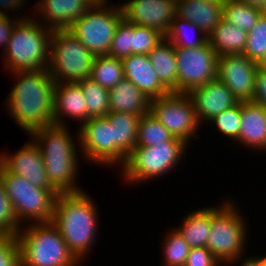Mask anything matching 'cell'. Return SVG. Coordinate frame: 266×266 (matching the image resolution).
<instances>
[{"mask_svg":"<svg viewBox=\"0 0 266 266\" xmlns=\"http://www.w3.org/2000/svg\"><path fill=\"white\" fill-rule=\"evenodd\" d=\"M0 176L15 216L22 226L23 222H52L55 200L59 194L55 189L35 187L27 179L8 172L1 164Z\"/></svg>","mask_w":266,"mask_h":266,"instance_id":"obj_8","label":"cell"},{"mask_svg":"<svg viewBox=\"0 0 266 266\" xmlns=\"http://www.w3.org/2000/svg\"><path fill=\"white\" fill-rule=\"evenodd\" d=\"M90 2H92V4H109V1L107 2V0H89Z\"/></svg>","mask_w":266,"mask_h":266,"instance_id":"obj_47","label":"cell"},{"mask_svg":"<svg viewBox=\"0 0 266 266\" xmlns=\"http://www.w3.org/2000/svg\"><path fill=\"white\" fill-rule=\"evenodd\" d=\"M151 99L131 81L123 79L109 90L110 112L146 115L150 111Z\"/></svg>","mask_w":266,"mask_h":266,"instance_id":"obj_23","label":"cell"},{"mask_svg":"<svg viewBox=\"0 0 266 266\" xmlns=\"http://www.w3.org/2000/svg\"><path fill=\"white\" fill-rule=\"evenodd\" d=\"M123 17L130 23L169 32L176 17V0H127L120 4Z\"/></svg>","mask_w":266,"mask_h":266,"instance_id":"obj_15","label":"cell"},{"mask_svg":"<svg viewBox=\"0 0 266 266\" xmlns=\"http://www.w3.org/2000/svg\"><path fill=\"white\" fill-rule=\"evenodd\" d=\"M261 16L266 19V0L263 6L260 8Z\"/></svg>","mask_w":266,"mask_h":266,"instance_id":"obj_46","label":"cell"},{"mask_svg":"<svg viewBox=\"0 0 266 266\" xmlns=\"http://www.w3.org/2000/svg\"><path fill=\"white\" fill-rule=\"evenodd\" d=\"M95 57L68 29L53 30L48 71L55 82L89 78Z\"/></svg>","mask_w":266,"mask_h":266,"instance_id":"obj_9","label":"cell"},{"mask_svg":"<svg viewBox=\"0 0 266 266\" xmlns=\"http://www.w3.org/2000/svg\"><path fill=\"white\" fill-rule=\"evenodd\" d=\"M0 266H22L18 238L0 235Z\"/></svg>","mask_w":266,"mask_h":266,"instance_id":"obj_39","label":"cell"},{"mask_svg":"<svg viewBox=\"0 0 266 266\" xmlns=\"http://www.w3.org/2000/svg\"><path fill=\"white\" fill-rule=\"evenodd\" d=\"M160 81L171 91L177 93V64L175 46L166 38L148 54Z\"/></svg>","mask_w":266,"mask_h":266,"instance_id":"obj_26","label":"cell"},{"mask_svg":"<svg viewBox=\"0 0 266 266\" xmlns=\"http://www.w3.org/2000/svg\"><path fill=\"white\" fill-rule=\"evenodd\" d=\"M123 18L120 4H93L68 30L95 56L108 55L118 23Z\"/></svg>","mask_w":266,"mask_h":266,"instance_id":"obj_10","label":"cell"},{"mask_svg":"<svg viewBox=\"0 0 266 266\" xmlns=\"http://www.w3.org/2000/svg\"><path fill=\"white\" fill-rule=\"evenodd\" d=\"M184 266H222L207 247L191 248Z\"/></svg>","mask_w":266,"mask_h":266,"instance_id":"obj_40","label":"cell"},{"mask_svg":"<svg viewBox=\"0 0 266 266\" xmlns=\"http://www.w3.org/2000/svg\"><path fill=\"white\" fill-rule=\"evenodd\" d=\"M164 235L166 236L163 237L161 243L164 254H162V261H164L162 266H184L191 249L190 246L173 226Z\"/></svg>","mask_w":266,"mask_h":266,"instance_id":"obj_33","label":"cell"},{"mask_svg":"<svg viewBox=\"0 0 266 266\" xmlns=\"http://www.w3.org/2000/svg\"><path fill=\"white\" fill-rule=\"evenodd\" d=\"M28 0H0V16H9L7 12H15L19 9H25L26 2ZM25 4V5H24ZM24 5V6H23ZM4 8V10H3ZM7 9V10H6ZM18 9V10H17ZM10 10V11H8Z\"/></svg>","mask_w":266,"mask_h":266,"instance_id":"obj_43","label":"cell"},{"mask_svg":"<svg viewBox=\"0 0 266 266\" xmlns=\"http://www.w3.org/2000/svg\"><path fill=\"white\" fill-rule=\"evenodd\" d=\"M122 62L125 79L131 81L151 100L171 93L160 81L148 55L131 54L123 58Z\"/></svg>","mask_w":266,"mask_h":266,"instance_id":"obj_20","label":"cell"},{"mask_svg":"<svg viewBox=\"0 0 266 266\" xmlns=\"http://www.w3.org/2000/svg\"><path fill=\"white\" fill-rule=\"evenodd\" d=\"M106 118L112 123L113 142L114 144L128 156L132 149L136 147L139 115L110 112Z\"/></svg>","mask_w":266,"mask_h":266,"instance_id":"obj_27","label":"cell"},{"mask_svg":"<svg viewBox=\"0 0 266 266\" xmlns=\"http://www.w3.org/2000/svg\"><path fill=\"white\" fill-rule=\"evenodd\" d=\"M78 127L79 150L85 160L104 168L124 165L127 156L114 144V126L106 117H91Z\"/></svg>","mask_w":266,"mask_h":266,"instance_id":"obj_12","label":"cell"},{"mask_svg":"<svg viewBox=\"0 0 266 266\" xmlns=\"http://www.w3.org/2000/svg\"><path fill=\"white\" fill-rule=\"evenodd\" d=\"M195 33V37H187L190 32ZM194 36V35H193ZM165 38L170 41L175 48H196L208 42V36L194 23L175 17L169 32Z\"/></svg>","mask_w":266,"mask_h":266,"instance_id":"obj_29","label":"cell"},{"mask_svg":"<svg viewBox=\"0 0 266 266\" xmlns=\"http://www.w3.org/2000/svg\"><path fill=\"white\" fill-rule=\"evenodd\" d=\"M86 98L88 119L91 117H106L110 113L109 90L103 88L91 77L77 82Z\"/></svg>","mask_w":266,"mask_h":266,"instance_id":"obj_30","label":"cell"},{"mask_svg":"<svg viewBox=\"0 0 266 266\" xmlns=\"http://www.w3.org/2000/svg\"><path fill=\"white\" fill-rule=\"evenodd\" d=\"M174 137L188 145L197 135L200 122L194 103L189 94L171 92L165 96L152 99L150 111Z\"/></svg>","mask_w":266,"mask_h":266,"instance_id":"obj_11","label":"cell"},{"mask_svg":"<svg viewBox=\"0 0 266 266\" xmlns=\"http://www.w3.org/2000/svg\"><path fill=\"white\" fill-rule=\"evenodd\" d=\"M249 258H245V260H242V263L240 266H259V255L258 256H248Z\"/></svg>","mask_w":266,"mask_h":266,"instance_id":"obj_44","label":"cell"},{"mask_svg":"<svg viewBox=\"0 0 266 266\" xmlns=\"http://www.w3.org/2000/svg\"><path fill=\"white\" fill-rule=\"evenodd\" d=\"M21 228L22 226L15 216L12 203L5 193L0 176V235L16 236Z\"/></svg>","mask_w":266,"mask_h":266,"instance_id":"obj_38","label":"cell"},{"mask_svg":"<svg viewBox=\"0 0 266 266\" xmlns=\"http://www.w3.org/2000/svg\"><path fill=\"white\" fill-rule=\"evenodd\" d=\"M90 77L103 88L110 90L125 79L122 59L108 55L96 56Z\"/></svg>","mask_w":266,"mask_h":266,"instance_id":"obj_28","label":"cell"},{"mask_svg":"<svg viewBox=\"0 0 266 266\" xmlns=\"http://www.w3.org/2000/svg\"><path fill=\"white\" fill-rule=\"evenodd\" d=\"M177 93L189 94L217 78L218 55L209 42L196 48H175Z\"/></svg>","mask_w":266,"mask_h":266,"instance_id":"obj_13","label":"cell"},{"mask_svg":"<svg viewBox=\"0 0 266 266\" xmlns=\"http://www.w3.org/2000/svg\"><path fill=\"white\" fill-rule=\"evenodd\" d=\"M189 96L192 98L201 125L204 122L207 124L222 111L239 103L232 91L218 78L193 89Z\"/></svg>","mask_w":266,"mask_h":266,"instance_id":"obj_17","label":"cell"},{"mask_svg":"<svg viewBox=\"0 0 266 266\" xmlns=\"http://www.w3.org/2000/svg\"><path fill=\"white\" fill-rule=\"evenodd\" d=\"M212 206L186 213L181 225L175 227L190 248L206 247L211 229Z\"/></svg>","mask_w":266,"mask_h":266,"instance_id":"obj_24","label":"cell"},{"mask_svg":"<svg viewBox=\"0 0 266 266\" xmlns=\"http://www.w3.org/2000/svg\"><path fill=\"white\" fill-rule=\"evenodd\" d=\"M244 54L248 59L261 65L266 59V19L260 16L256 25L247 32Z\"/></svg>","mask_w":266,"mask_h":266,"instance_id":"obj_34","label":"cell"},{"mask_svg":"<svg viewBox=\"0 0 266 266\" xmlns=\"http://www.w3.org/2000/svg\"><path fill=\"white\" fill-rule=\"evenodd\" d=\"M133 23L123 18L116 28L108 56L123 59L132 54Z\"/></svg>","mask_w":266,"mask_h":266,"instance_id":"obj_37","label":"cell"},{"mask_svg":"<svg viewBox=\"0 0 266 266\" xmlns=\"http://www.w3.org/2000/svg\"><path fill=\"white\" fill-rule=\"evenodd\" d=\"M266 151V108L252 101L241 102V126L237 144Z\"/></svg>","mask_w":266,"mask_h":266,"instance_id":"obj_21","label":"cell"},{"mask_svg":"<svg viewBox=\"0 0 266 266\" xmlns=\"http://www.w3.org/2000/svg\"><path fill=\"white\" fill-rule=\"evenodd\" d=\"M16 237L20 246L22 266L81 265L52 222L23 225Z\"/></svg>","mask_w":266,"mask_h":266,"instance_id":"obj_5","label":"cell"},{"mask_svg":"<svg viewBox=\"0 0 266 266\" xmlns=\"http://www.w3.org/2000/svg\"><path fill=\"white\" fill-rule=\"evenodd\" d=\"M11 16H0V46L3 47V51H5L8 41L10 40L12 31L14 29L15 24L20 20V19H30L33 18L32 16H25L22 15L17 17L16 19L12 20L10 18Z\"/></svg>","mask_w":266,"mask_h":266,"instance_id":"obj_42","label":"cell"},{"mask_svg":"<svg viewBox=\"0 0 266 266\" xmlns=\"http://www.w3.org/2000/svg\"><path fill=\"white\" fill-rule=\"evenodd\" d=\"M247 32L221 19L209 34L208 42L218 56L242 54L247 42Z\"/></svg>","mask_w":266,"mask_h":266,"instance_id":"obj_25","label":"cell"},{"mask_svg":"<svg viewBox=\"0 0 266 266\" xmlns=\"http://www.w3.org/2000/svg\"><path fill=\"white\" fill-rule=\"evenodd\" d=\"M259 8L242 3L238 0L223 1V19L237 28L249 32L259 20Z\"/></svg>","mask_w":266,"mask_h":266,"instance_id":"obj_31","label":"cell"},{"mask_svg":"<svg viewBox=\"0 0 266 266\" xmlns=\"http://www.w3.org/2000/svg\"><path fill=\"white\" fill-rule=\"evenodd\" d=\"M260 66H262L264 69H266V59L263 61V63Z\"/></svg>","mask_w":266,"mask_h":266,"instance_id":"obj_49","label":"cell"},{"mask_svg":"<svg viewBox=\"0 0 266 266\" xmlns=\"http://www.w3.org/2000/svg\"><path fill=\"white\" fill-rule=\"evenodd\" d=\"M188 146L183 140L173 137L166 143L134 147L124 165L120 167L121 175L128 184L133 185L162 177L176 169L181 160L183 161Z\"/></svg>","mask_w":266,"mask_h":266,"instance_id":"obj_7","label":"cell"},{"mask_svg":"<svg viewBox=\"0 0 266 266\" xmlns=\"http://www.w3.org/2000/svg\"><path fill=\"white\" fill-rule=\"evenodd\" d=\"M51 125L33 131L29 137L38 145L45 171L51 186L59 194L79 193L82 190L77 186L79 160L81 153L78 129L75 136L70 134V127ZM76 138V139H74ZM76 140V141H75ZM77 143H75V142ZM79 170V171H78ZM76 179V180H75Z\"/></svg>","mask_w":266,"mask_h":266,"instance_id":"obj_2","label":"cell"},{"mask_svg":"<svg viewBox=\"0 0 266 266\" xmlns=\"http://www.w3.org/2000/svg\"><path fill=\"white\" fill-rule=\"evenodd\" d=\"M174 136L149 112L138 122L136 147L166 143Z\"/></svg>","mask_w":266,"mask_h":266,"instance_id":"obj_32","label":"cell"},{"mask_svg":"<svg viewBox=\"0 0 266 266\" xmlns=\"http://www.w3.org/2000/svg\"><path fill=\"white\" fill-rule=\"evenodd\" d=\"M258 66L244 54L218 56L217 78L232 91L239 102L252 101Z\"/></svg>","mask_w":266,"mask_h":266,"instance_id":"obj_14","label":"cell"},{"mask_svg":"<svg viewBox=\"0 0 266 266\" xmlns=\"http://www.w3.org/2000/svg\"><path fill=\"white\" fill-rule=\"evenodd\" d=\"M52 33L34 15L20 19L2 55L4 69L9 73L48 69Z\"/></svg>","mask_w":266,"mask_h":266,"instance_id":"obj_4","label":"cell"},{"mask_svg":"<svg viewBox=\"0 0 266 266\" xmlns=\"http://www.w3.org/2000/svg\"><path fill=\"white\" fill-rule=\"evenodd\" d=\"M233 202L227 199L212 207L211 229L206 243L223 266L241 261L248 242L246 219Z\"/></svg>","mask_w":266,"mask_h":266,"instance_id":"obj_6","label":"cell"},{"mask_svg":"<svg viewBox=\"0 0 266 266\" xmlns=\"http://www.w3.org/2000/svg\"><path fill=\"white\" fill-rule=\"evenodd\" d=\"M207 123L215 125L216 129L220 131L224 137L233 140L232 142L236 144L241 126V102L222 111Z\"/></svg>","mask_w":266,"mask_h":266,"instance_id":"obj_35","label":"cell"},{"mask_svg":"<svg viewBox=\"0 0 266 266\" xmlns=\"http://www.w3.org/2000/svg\"><path fill=\"white\" fill-rule=\"evenodd\" d=\"M36 3L34 18L39 16L38 21L51 30L69 29L93 5L89 0H39Z\"/></svg>","mask_w":266,"mask_h":266,"instance_id":"obj_18","label":"cell"},{"mask_svg":"<svg viewBox=\"0 0 266 266\" xmlns=\"http://www.w3.org/2000/svg\"><path fill=\"white\" fill-rule=\"evenodd\" d=\"M94 202L85 191L56 196L52 223L79 262L86 260L97 239L99 215Z\"/></svg>","mask_w":266,"mask_h":266,"instance_id":"obj_3","label":"cell"},{"mask_svg":"<svg viewBox=\"0 0 266 266\" xmlns=\"http://www.w3.org/2000/svg\"><path fill=\"white\" fill-rule=\"evenodd\" d=\"M165 36L152 28L133 24L132 54L147 55Z\"/></svg>","mask_w":266,"mask_h":266,"instance_id":"obj_36","label":"cell"},{"mask_svg":"<svg viewBox=\"0 0 266 266\" xmlns=\"http://www.w3.org/2000/svg\"><path fill=\"white\" fill-rule=\"evenodd\" d=\"M252 102L266 108V69L260 65L255 72V90Z\"/></svg>","mask_w":266,"mask_h":266,"instance_id":"obj_41","label":"cell"},{"mask_svg":"<svg viewBox=\"0 0 266 266\" xmlns=\"http://www.w3.org/2000/svg\"><path fill=\"white\" fill-rule=\"evenodd\" d=\"M17 77L7 94L6 109L16 124L28 135L54 125L55 80L48 69L12 72Z\"/></svg>","mask_w":266,"mask_h":266,"instance_id":"obj_1","label":"cell"},{"mask_svg":"<svg viewBox=\"0 0 266 266\" xmlns=\"http://www.w3.org/2000/svg\"><path fill=\"white\" fill-rule=\"evenodd\" d=\"M22 148L13 154L2 152L0 164L10 173L27 179L41 189H54L48 180L41 151L38 145L29 139Z\"/></svg>","mask_w":266,"mask_h":266,"instance_id":"obj_16","label":"cell"},{"mask_svg":"<svg viewBox=\"0 0 266 266\" xmlns=\"http://www.w3.org/2000/svg\"><path fill=\"white\" fill-rule=\"evenodd\" d=\"M86 98L76 82H56L54 86V125L66 126V118L79 121V126L88 120ZM65 118V120H64Z\"/></svg>","mask_w":266,"mask_h":266,"instance_id":"obj_19","label":"cell"},{"mask_svg":"<svg viewBox=\"0 0 266 266\" xmlns=\"http://www.w3.org/2000/svg\"><path fill=\"white\" fill-rule=\"evenodd\" d=\"M238 1L259 9L263 6L265 2V0H238Z\"/></svg>","mask_w":266,"mask_h":266,"instance_id":"obj_45","label":"cell"},{"mask_svg":"<svg viewBox=\"0 0 266 266\" xmlns=\"http://www.w3.org/2000/svg\"><path fill=\"white\" fill-rule=\"evenodd\" d=\"M224 0H176V16L196 24L207 36L223 18Z\"/></svg>","mask_w":266,"mask_h":266,"instance_id":"obj_22","label":"cell"},{"mask_svg":"<svg viewBox=\"0 0 266 266\" xmlns=\"http://www.w3.org/2000/svg\"><path fill=\"white\" fill-rule=\"evenodd\" d=\"M259 266H266V256H264V257L260 256L259 257Z\"/></svg>","mask_w":266,"mask_h":266,"instance_id":"obj_48","label":"cell"}]
</instances>
